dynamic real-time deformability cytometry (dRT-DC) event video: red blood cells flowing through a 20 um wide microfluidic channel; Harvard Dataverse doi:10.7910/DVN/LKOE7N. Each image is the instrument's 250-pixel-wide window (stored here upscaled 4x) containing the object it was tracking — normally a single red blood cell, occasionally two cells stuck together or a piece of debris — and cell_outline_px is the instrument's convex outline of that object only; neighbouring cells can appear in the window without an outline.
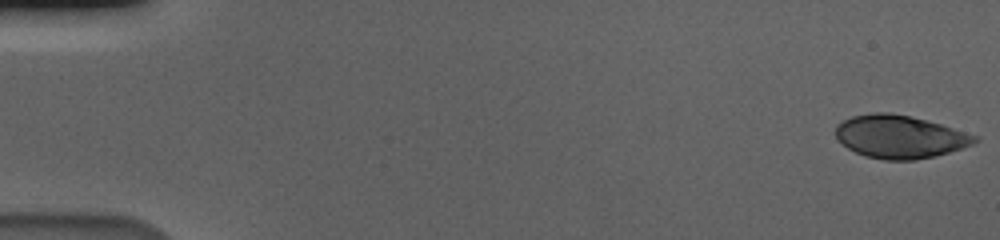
{"species": "human", "species_latin": "Homo sapiens", "temperature_condition": "cold", "stored_images_in_passage": 12, "camera_frame_rate_fps": 3000, "um_per_image_px": 0.085, "donor": {"sex": "male"}, "frame": {"image": 1, "passage_image": 1, "time_ms": 0.0, "image_size_px": [1000, 240], "cell_outline_px": [[980, 140], [972, 144], [948, 152], [916, 160], [884, 160], [864, 156], [848, 148], [836, 136], [836, 124], [852, 116], [872, 112], [888, 112], [908, 116], [940, 124], [976, 136]], "centroid_in_image_um": [76.44, 11.62], "position_along_channel_um": 8.6, "area_um2": 34.33}}